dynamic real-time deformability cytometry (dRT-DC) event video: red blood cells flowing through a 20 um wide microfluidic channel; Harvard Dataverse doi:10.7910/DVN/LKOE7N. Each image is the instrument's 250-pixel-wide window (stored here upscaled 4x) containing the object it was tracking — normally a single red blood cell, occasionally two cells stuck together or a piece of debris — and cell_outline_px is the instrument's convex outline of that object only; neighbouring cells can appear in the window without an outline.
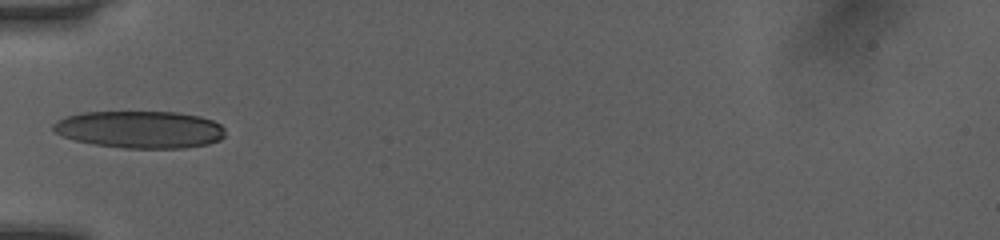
{"species": "human", "species_latin": "Homo sapiens", "temperature_condition": "room temperature", "stored_images_in_passage": 18, "camera_frame_rate_fps": 3000, "um_per_image_px": 0.085, "donor": {"sex": "female"}, "frame": {"image": 1, "passage_image": 1, "time_ms": 0.0, "image_size_px": [1000, 240], "cell_outline_px": [[224, 136], [220, 140], [208, 144], [184, 148], [124, 148], [92, 144], [76, 140], [64, 136], [56, 132], [52, 128], [52, 124], [56, 120], [80, 112], [176, 112], [200, 116], [212, 120], [220, 124], [224, 128]], "centroid_in_image_um": [11.9, 11.0], "position_along_channel_um": 73.1, "area_um2": 37.4}}
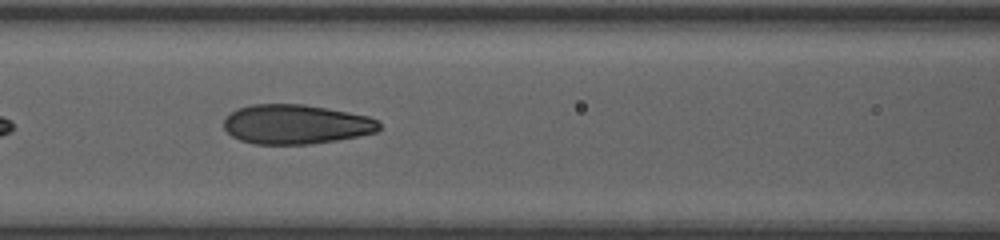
{"frame": {"image": 2, "passage_image": 6, "time_ms": 1.667, "image_size_px": [1000, 240], "cell_outline_px": [[380, 128], [376, 132], [336, 140], [308, 144], [256, 144], [240, 140], [232, 136], [224, 128], [224, 120], [236, 108], [252, 104], [304, 104], [348, 112], [368, 116], [376, 120], [380, 124]], "centroid_in_image_um": [25.13, 10.56], "position_along_channel_um": 141.5, "area_um2": 35.55}}